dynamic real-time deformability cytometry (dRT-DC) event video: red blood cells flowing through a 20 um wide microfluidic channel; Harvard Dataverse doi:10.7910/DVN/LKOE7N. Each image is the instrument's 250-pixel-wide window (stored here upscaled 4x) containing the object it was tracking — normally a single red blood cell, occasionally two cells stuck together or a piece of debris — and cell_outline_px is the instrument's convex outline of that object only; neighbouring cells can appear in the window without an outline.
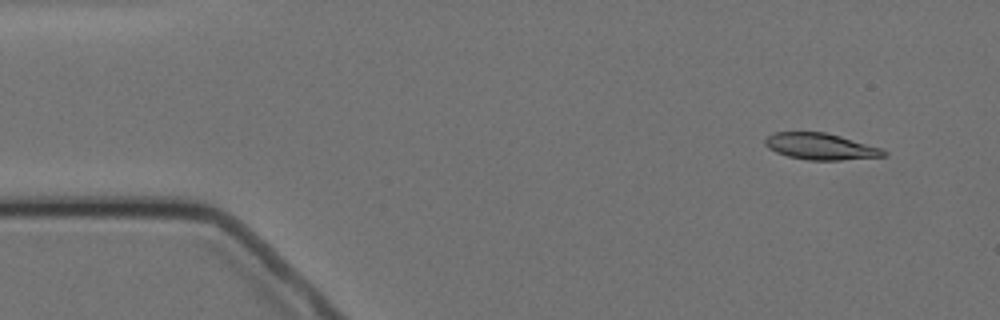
{"species": "Egyptian fruit bat (a non-hibernating species)", "species_latin": "Rousettus aegyptiacus", "temperature_condition": "cold", "stored_images_in_passage": 4, "camera_frame_rate_fps": 3000, "um_per_image_px": 0.085, "animal": {"sex": "female"}, "frame": {"image": 1, "passage_image": 1, "time_ms": 0.0, "image_size_px": [1000, 320], "cell_outline_px": [[888, 156], [840, 160], [808, 160], [788, 156], [776, 152], [768, 148], [764, 144], [764, 140], [772, 132], [824, 132], [840, 136], [884, 148], [888, 152]], "centroid_in_image_um": [69.79, 12.45], "position_along_channel_um": 15.2, "area_um2": 18.44}}
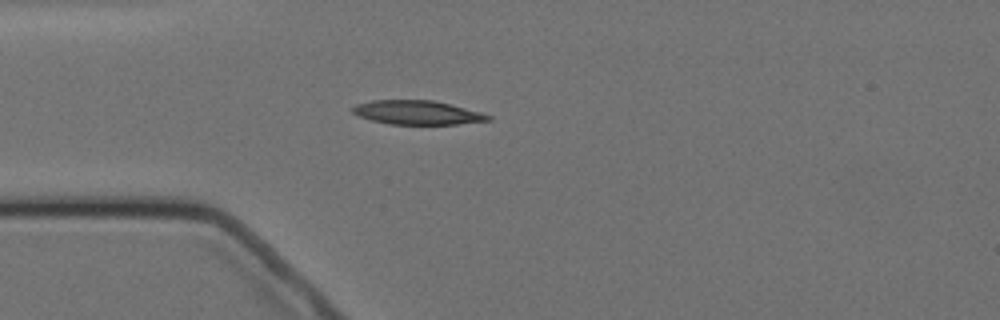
{"frame": {"image": 2, "passage_image": 4, "time_ms": 3.333, "image_size_px": [1000, 320], "cell_outline_px": [[492, 120], [456, 124], [388, 124], [372, 120], [360, 116], [352, 112], [352, 108], [356, 104], [372, 100], [432, 100], [480, 112], [492, 116]], "centroid_in_image_um": [35.45, 9.57], "position_along_channel_um": 49.5, "area_um2": 18.73}}